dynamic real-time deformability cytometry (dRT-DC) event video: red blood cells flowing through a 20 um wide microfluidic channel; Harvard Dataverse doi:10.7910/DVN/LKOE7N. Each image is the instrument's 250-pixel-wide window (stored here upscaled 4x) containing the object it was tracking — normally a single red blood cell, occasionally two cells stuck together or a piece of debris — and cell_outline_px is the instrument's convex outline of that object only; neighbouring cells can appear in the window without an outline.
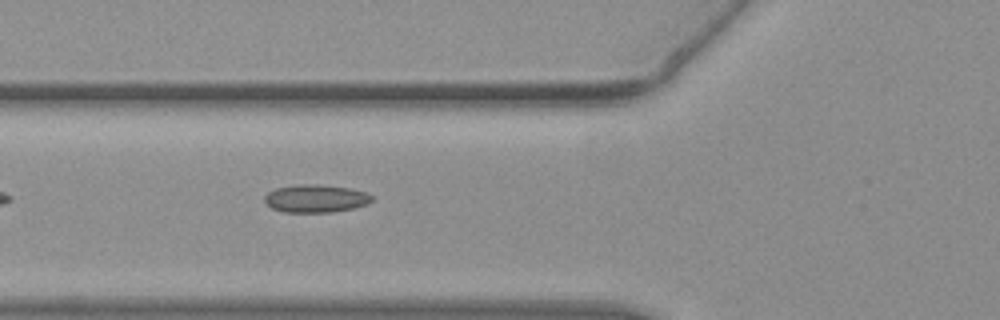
{"species": "common noctule bat (a hibernating species)", "species_latin": "Nyctalus noctula", "temperature_condition": "warm", "stored_images_in_passage": 38, "camera_frame_rate_fps": 3000, "um_per_image_px": 0.085, "animal": {"sex": "female", "body_mass_g": 19.3, "forearm_length_mm": 54.1}, "frame": {"image": 1, "passage_image": 4, "time_ms": 1.0, "image_size_px": [1000, 320], "cell_outline_px": [[372, 200], [368, 204], [352, 208], [332, 212], [284, 212], [272, 208], [264, 200], [264, 196], [268, 192], [276, 188], [300, 184], [316, 184], [348, 188], [364, 192], [372, 196]], "centroid_in_image_um": [26.81, 16.87], "position_along_channel_um": 99.0, "area_um2": 17.22}}
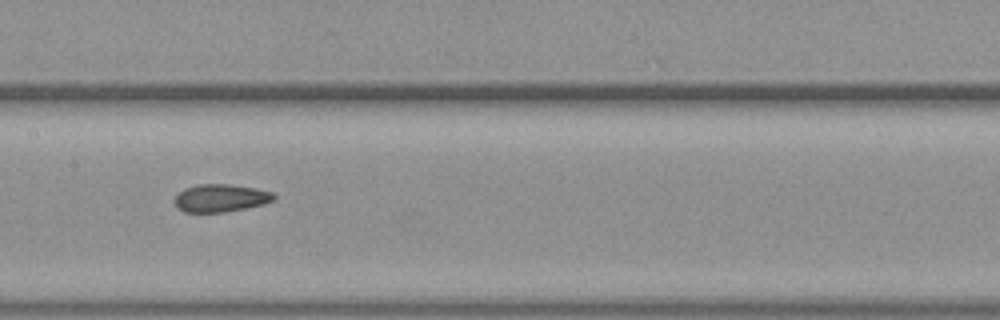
{"frame": {"image": 2, "passage_image": 11, "time_ms": 3.333, "image_size_px": [1000, 320], "cell_outline_px": [[276, 200], [264, 204], [224, 212], [184, 212], [176, 208], [172, 200], [184, 188], [200, 184], [228, 184], [256, 188], [272, 192], [276, 196]], "centroid_in_image_um": [18.74, 16.83], "position_along_channel_um": 188.7, "area_um2": 16.18}}
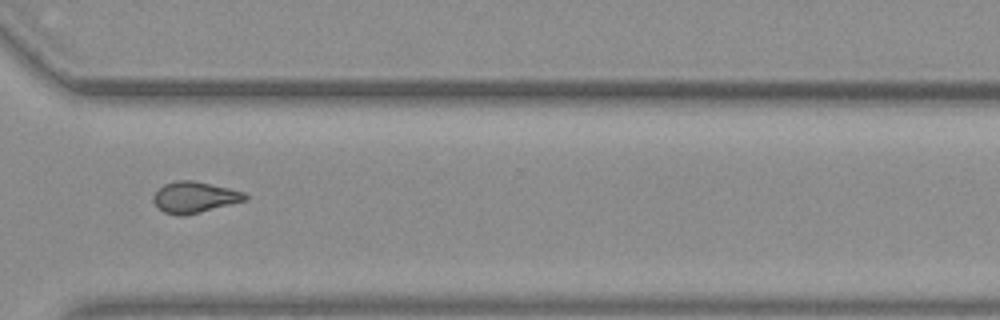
{"frame": {"image": 3, "passage_image": 24, "time_ms": 7.667, "image_size_px": [1000, 320], "cell_outline_px": [[248, 200], [184, 216], [176, 216], [164, 212], [152, 200], [156, 192], [164, 184], [176, 180], [192, 180], [228, 188], [244, 192], [248, 196]], "centroid_in_image_um": [16.55, 16.77], "position_along_channel_um": 354.0, "area_um2": 16.53}, "authors_computed_cell_mechanics": {"area_um2": 16.4152, "velocity_mm_per_s": 3.8185, "shape_relaxation_time_tau1_ms": null, "shape_relaxation_time_tau2_ms": 1.8346, "deformation_change_tau1": null, "deformation_change_tau2": 0.0878}}